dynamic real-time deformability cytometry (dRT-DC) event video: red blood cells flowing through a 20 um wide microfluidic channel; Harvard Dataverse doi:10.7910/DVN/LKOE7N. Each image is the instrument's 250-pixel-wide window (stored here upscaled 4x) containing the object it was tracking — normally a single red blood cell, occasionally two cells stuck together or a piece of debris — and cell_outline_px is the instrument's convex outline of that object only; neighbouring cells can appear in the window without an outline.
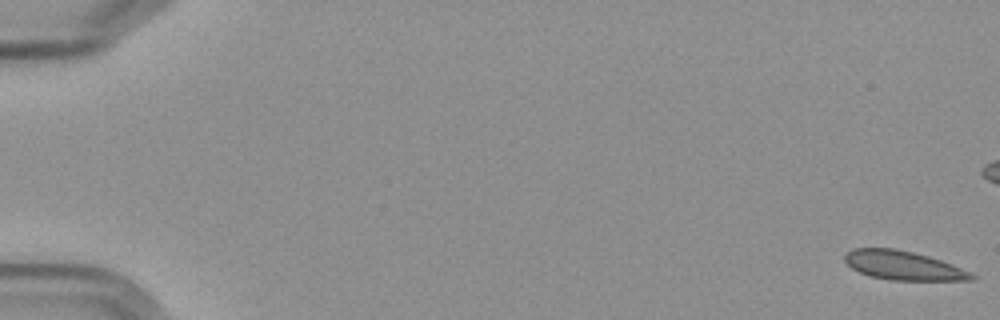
{"species": "Egyptian fruit bat (a non-hibernating species)", "species_latin": "Rousettus aegyptiacus", "temperature_condition": "cold", "stored_images_in_passage": 5, "camera_frame_rate_fps": 3000, "um_per_image_px": 0.085, "frame": {"image": 1, "passage_image": 1, "time_ms": 0.0, "image_size_px": [1000, 320], "cell_outline_px": [[976, 280], [892, 280], [868, 276], [852, 268], [844, 260], [844, 256], [848, 252], [856, 248], [892, 248], [912, 252], [928, 256], [952, 264], [976, 276]], "centroid_in_image_um": [76.76, 22.57], "position_along_channel_um": 8.2, "area_um2": 21.15}}